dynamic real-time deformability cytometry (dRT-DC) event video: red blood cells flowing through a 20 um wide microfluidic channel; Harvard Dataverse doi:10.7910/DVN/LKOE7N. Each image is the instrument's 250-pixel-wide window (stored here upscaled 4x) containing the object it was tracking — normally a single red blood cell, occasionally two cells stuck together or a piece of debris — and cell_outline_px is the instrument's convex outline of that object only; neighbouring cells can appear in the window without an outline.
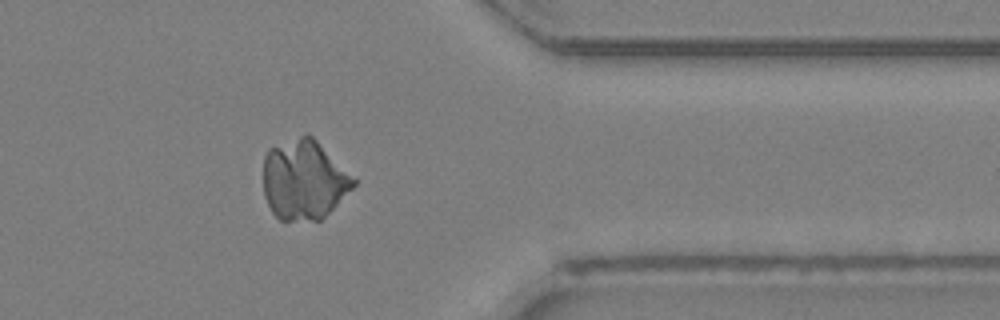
{"species": "Egyptian fruit bat (a non-hibernating species)", "species_latin": "Rousettus aegyptiacus", "temperature_condition": "room temperature", "stored_images_in_passage": 29, "camera_frame_rate_fps": 3000, "um_per_image_px": 0.085, "animal": {"sex": "female"}, "frame": {"image": 1, "passage_image": 23, "time_ms": 7.333, "image_size_px": [1000, 320], "cell_outline_px": [[356, 184], [320, 220], [280, 220], [272, 212], [264, 196], [264, 156], [268, 148], [304, 132], [308, 132], [356, 180]], "centroid_in_image_um": [25.79, 15.25], "position_along_channel_um": 385.6, "area_um2": 41.67}}
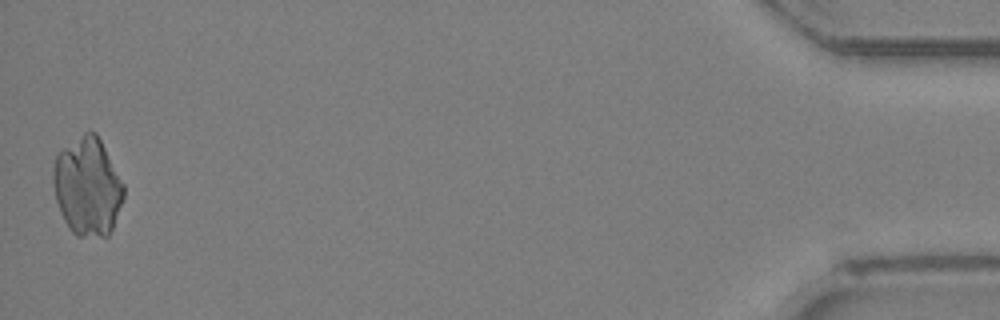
{"frame": {"image": 2, "passage_image": 29, "time_ms": 9.333, "image_size_px": [1000, 320], "cell_outline_px": [[124, 196], [112, 228], [108, 236], [76, 236], [72, 232], [64, 220], [60, 212], [56, 200], [52, 180], [52, 172], [56, 152], [84, 132], [96, 132], [124, 184]], "centroid_in_image_um": [7.41, 15.84], "position_along_channel_um": 427.8, "area_um2": 40.34}}